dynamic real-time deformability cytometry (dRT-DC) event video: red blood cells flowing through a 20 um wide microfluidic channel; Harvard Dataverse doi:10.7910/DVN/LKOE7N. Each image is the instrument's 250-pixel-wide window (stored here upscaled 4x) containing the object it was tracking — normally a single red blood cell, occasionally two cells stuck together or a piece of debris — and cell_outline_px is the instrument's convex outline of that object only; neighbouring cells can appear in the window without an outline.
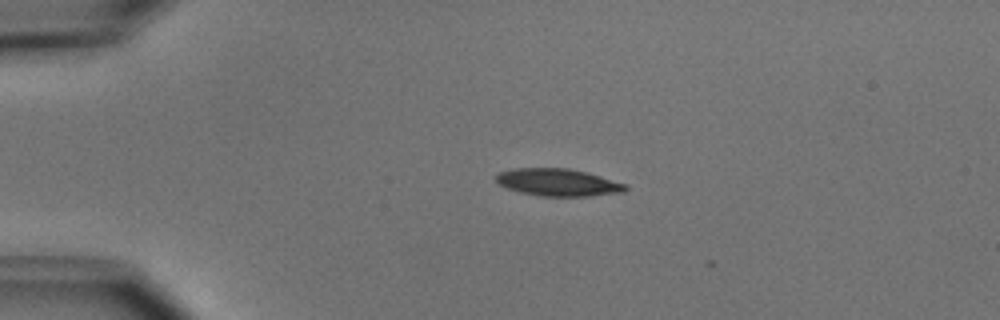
{"species": "common noctule bat (a hibernating species)", "species_latin": "Nyctalus noctula", "temperature_condition": "cold", "stored_images_in_passage": 2, "camera_frame_rate_fps": 3000, "um_per_image_px": 0.085, "animal": {"sex": "male", "body_mass_g": 15.6}, "frame": {"image": 1, "passage_image": 1, "time_ms": 0.0, "image_size_px": [1000, 320], "cell_outline_px": [[628, 188], [624, 192], [588, 196], [544, 196], [520, 192], [496, 184], [492, 176], [496, 172], [512, 168], [568, 168], [588, 172], [628, 184]], "centroid_in_image_um": [47.38, 15.49], "position_along_channel_um": 37.6, "area_um2": 21.04}}